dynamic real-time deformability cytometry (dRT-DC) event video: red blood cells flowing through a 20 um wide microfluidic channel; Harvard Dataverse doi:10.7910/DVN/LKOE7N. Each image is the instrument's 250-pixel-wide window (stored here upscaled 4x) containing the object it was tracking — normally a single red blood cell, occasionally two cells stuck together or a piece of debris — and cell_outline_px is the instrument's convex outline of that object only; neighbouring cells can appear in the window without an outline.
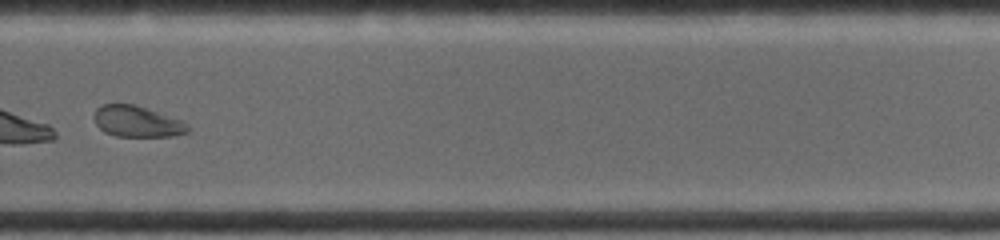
{"species": "common noctule bat (a hibernating species)", "species_latin": "Nyctalus noctula", "temperature_condition": "warm", "stored_images_in_passage": 21, "camera_frame_rate_fps": 4500, "um_per_image_px": 0.085, "animal": {"sex": "female", "body_mass_g": 19.0, "forearm_length_mm": 53.3}, "frame": {"image": 1, "passage_image": 15, "time_ms": 6.667, "image_size_px": [1000, 240], "cell_outline_px": [[192, 128], [188, 132], [172, 136], [116, 136], [104, 132], [96, 124], [92, 116], [96, 108], [104, 104], [136, 104], [184, 120]], "centroid_in_image_um": [11.68, 10.32], "position_along_channel_um": 318.1, "area_um2": 17.34}}